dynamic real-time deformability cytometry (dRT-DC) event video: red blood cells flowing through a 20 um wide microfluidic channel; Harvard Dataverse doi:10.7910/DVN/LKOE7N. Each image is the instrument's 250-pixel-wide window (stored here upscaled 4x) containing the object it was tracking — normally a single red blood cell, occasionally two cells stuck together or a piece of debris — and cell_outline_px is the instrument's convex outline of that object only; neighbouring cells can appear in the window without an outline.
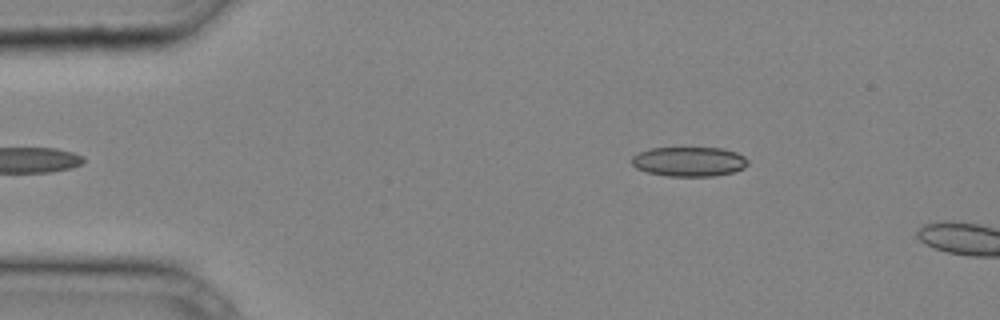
{"species": "common noctule bat (a hibernating species)", "species_latin": "Nyctalus noctula", "temperature_condition": "cold", "stored_images_in_passage": 33, "camera_frame_rate_fps": 3000, "um_per_image_px": 0.085, "animal": {"sex": "male", "body_mass_g": 20.4}, "frame": {"image": 1, "passage_image": 2, "time_ms": 0.333, "image_size_px": [1000, 320], "cell_outline_px": [[748, 164], [744, 168], [732, 172], [712, 176], [668, 176], [648, 172], [636, 168], [632, 164], [632, 156], [636, 152], [652, 148], [720, 148], [736, 152], [744, 156], [748, 160]], "centroid_in_image_um": [58.56, 13.73], "position_along_channel_um": 26.4, "area_um2": 20.0}}
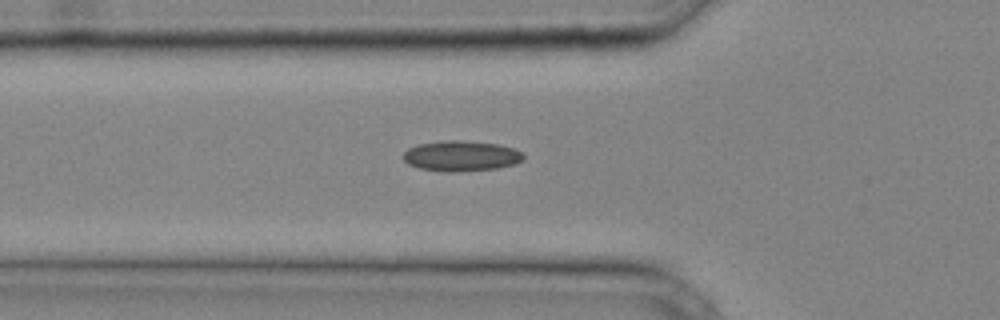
{"frame": {"image": 2, "passage_image": 9, "time_ms": 2.667, "image_size_px": [1000, 320], "cell_outline_px": [[524, 160], [516, 164], [496, 168], [456, 172], [444, 172], [420, 168], [408, 164], [404, 160], [404, 152], [408, 148], [420, 144], [448, 140], [464, 140], [500, 144], [524, 152]], "centroid_in_image_um": [39.24, 13.25], "position_along_channel_um": 86.6, "area_um2": 21.44}}
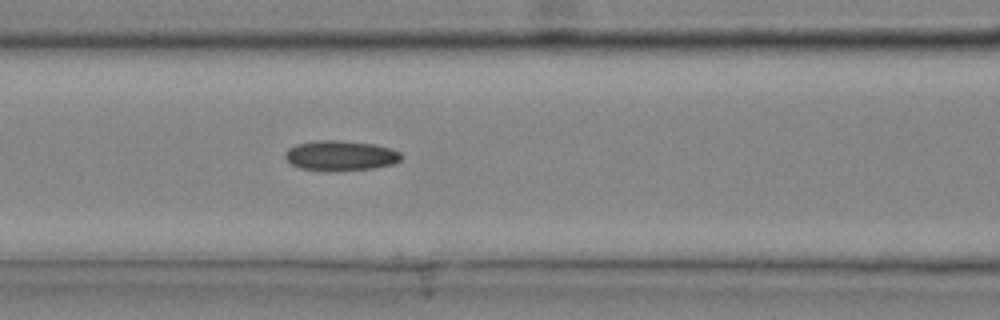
{"frame": {"image": 3, "passage_image": 12, "time_ms": 3.667, "image_size_px": [1000, 320], "cell_outline_px": [[404, 156], [400, 160], [392, 164], [372, 168], [336, 172], [328, 172], [300, 168], [292, 164], [284, 156], [284, 152], [288, 148], [296, 144], [316, 140], [344, 140], [376, 144], [392, 148], [400, 152]], "centroid_in_image_um": [28.95, 13.23], "position_along_channel_um": 137.6, "area_um2": 20.87}}